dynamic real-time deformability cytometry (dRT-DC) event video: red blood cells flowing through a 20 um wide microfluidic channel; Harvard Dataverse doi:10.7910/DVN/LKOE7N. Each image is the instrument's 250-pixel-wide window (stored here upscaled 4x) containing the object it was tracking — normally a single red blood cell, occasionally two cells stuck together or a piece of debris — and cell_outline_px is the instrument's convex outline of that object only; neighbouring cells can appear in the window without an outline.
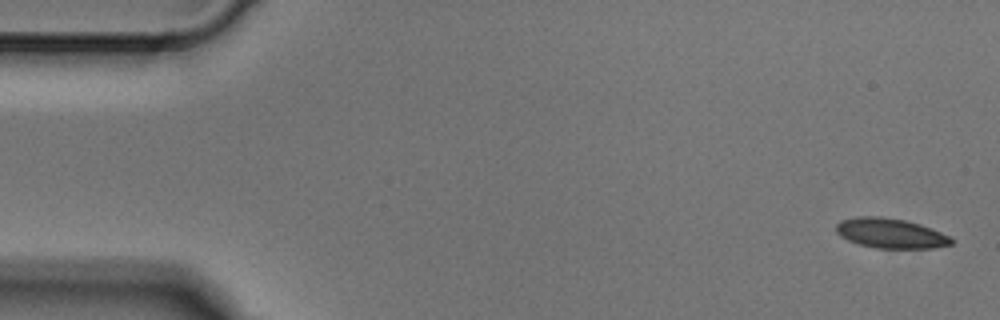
{"species": "Egyptian fruit bat (a non-hibernating species)", "species_latin": "Rousettus aegyptiacus", "temperature_condition": "cold", "stored_images_in_passage": 5, "camera_frame_rate_fps": 3000, "um_per_image_px": 0.085, "animal": {"sex": "male"}, "frame": {"image": 1, "passage_image": 1, "time_ms": 0.0, "image_size_px": [1000, 320], "cell_outline_px": [[956, 240], [952, 244], [936, 248], [876, 248], [860, 244], [848, 240], [840, 236], [836, 232], [836, 224], [840, 220], [860, 216], [880, 216], [904, 220], [920, 224], [932, 228]], "centroid_in_image_um": [75.71, 19.83], "position_along_channel_um": 9.3, "area_um2": 20.11}}
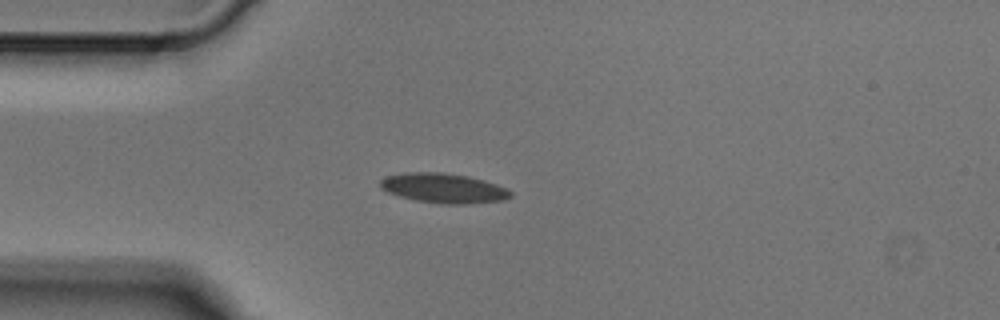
{"frame": {"image": 2, "passage_image": 4, "time_ms": 1.0, "image_size_px": [1000, 320], "cell_outline_px": [[512, 196], [504, 200], [464, 204], [440, 204], [416, 200], [400, 196], [388, 192], [380, 188], [380, 180], [384, 176], [408, 172], [444, 172], [468, 176], [484, 180], [508, 188], [512, 192]], "centroid_in_image_um": [37.71, 15.99], "position_along_channel_um": 47.3, "area_um2": 22.72}}